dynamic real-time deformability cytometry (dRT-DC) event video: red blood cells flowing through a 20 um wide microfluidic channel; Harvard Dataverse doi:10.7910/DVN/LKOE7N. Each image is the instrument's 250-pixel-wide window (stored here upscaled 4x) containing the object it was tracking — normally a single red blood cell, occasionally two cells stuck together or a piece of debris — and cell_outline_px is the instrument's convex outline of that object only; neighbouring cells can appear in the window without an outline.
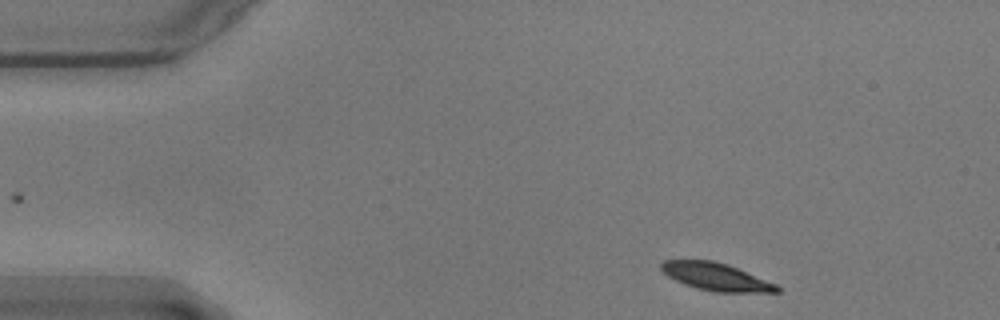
{"species": "common noctule bat (a hibernating species)", "species_latin": "Nyctalus noctula", "temperature_condition": "warm", "stored_images_in_passage": 38, "camera_frame_rate_fps": 3000, "um_per_image_px": 0.085, "animal": {"sex": "male", "body_mass_g": 17.9}, "frame": {"image": 1, "passage_image": 1, "time_ms": 0.0, "image_size_px": [1000, 320], "cell_outline_px": [[780, 292], [716, 292], [696, 288], [684, 284], [668, 276], [660, 268], [660, 264], [664, 260], [712, 260], [728, 264], [776, 284], [780, 288]], "centroid_in_image_um": [60.85, 23.52], "position_along_channel_um": 24.1, "area_um2": 18.5}}
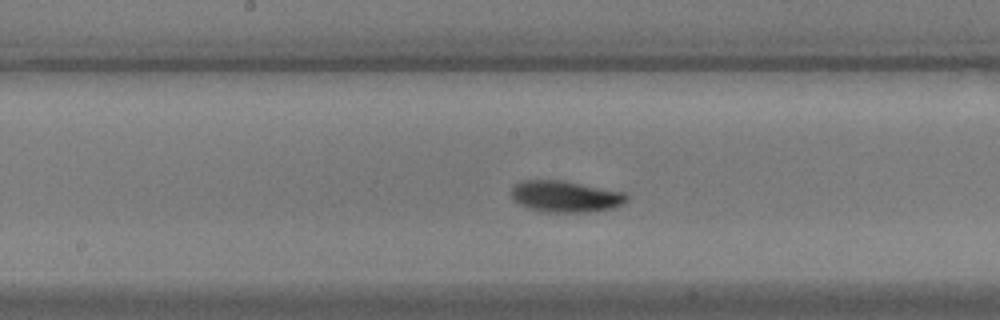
{"frame": {"image": 2, "passage_image": 22, "time_ms": 7.0, "image_size_px": [1000, 320], "cell_outline_px": [[628, 200], [624, 204], [612, 208], [592, 212], [540, 212], [528, 208], [512, 200], [512, 184], [520, 180], [560, 180], [624, 192], [628, 196]], "centroid_in_image_um": [48.03, 16.7], "position_along_channel_um": 200.2, "area_um2": 21.33}}
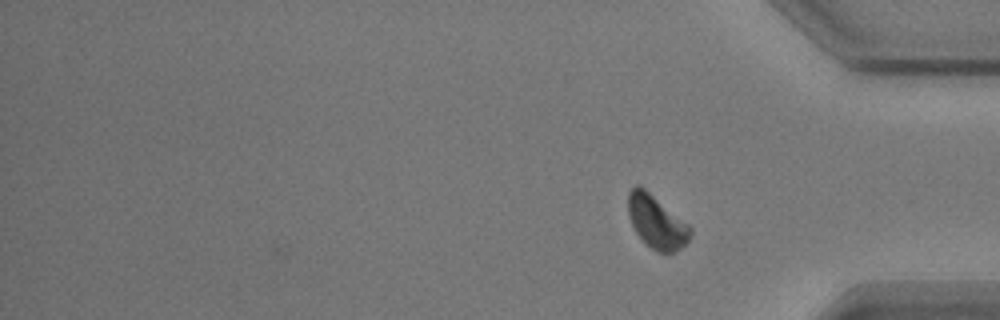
{"frame": {"image": 3, "passage_image": 38, "time_ms": 12.333, "image_size_px": [1000, 320], "cell_outline_px": [[692, 236], [680, 248], [672, 252], [656, 252], [644, 244], [640, 240], [628, 216], [628, 192], [636, 184], [644, 188], [688, 224], [692, 228]], "centroid_in_image_um": [55.78, 18.88], "position_along_channel_um": 379.4, "area_um2": 19.19}, "authors_computed_cell_mechanics": {"area_um2": 19.9699, "velocity_mm_per_s": 3.5227, "shape_relaxation_time_tau1_ms": 2.0722, "shape_relaxation_time_tau2_ms": 6.1684, "deformation_change_tau1": 0.0953, "deformation_change_tau2": 0.0924}}